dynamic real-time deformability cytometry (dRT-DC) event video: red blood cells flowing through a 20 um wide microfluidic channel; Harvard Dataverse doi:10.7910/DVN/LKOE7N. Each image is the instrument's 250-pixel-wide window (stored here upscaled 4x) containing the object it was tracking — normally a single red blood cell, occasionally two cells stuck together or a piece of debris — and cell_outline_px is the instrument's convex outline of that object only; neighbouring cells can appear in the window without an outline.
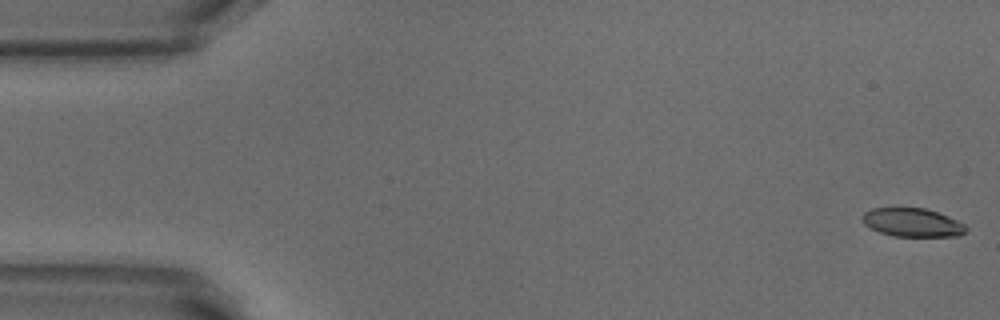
{"species": "common noctule bat (a hibernating species)", "species_latin": "Nyctalus noctula", "temperature_condition": "warm", "stored_images_in_passage": 41, "camera_frame_rate_fps": 3000, "um_per_image_px": 0.085, "animal": {"sex": "male", "body_mass_g": 18.8}, "frame": {"image": 1, "passage_image": 1, "time_ms": 0.0, "image_size_px": [1000, 320], "cell_outline_px": [[968, 228], [960, 236], [892, 236], [880, 232], [864, 224], [864, 212], [872, 208], [924, 208], [948, 216], [964, 224]], "centroid_in_image_um": [77.57, 18.91], "position_along_channel_um": 7.4, "area_um2": 16.99}}
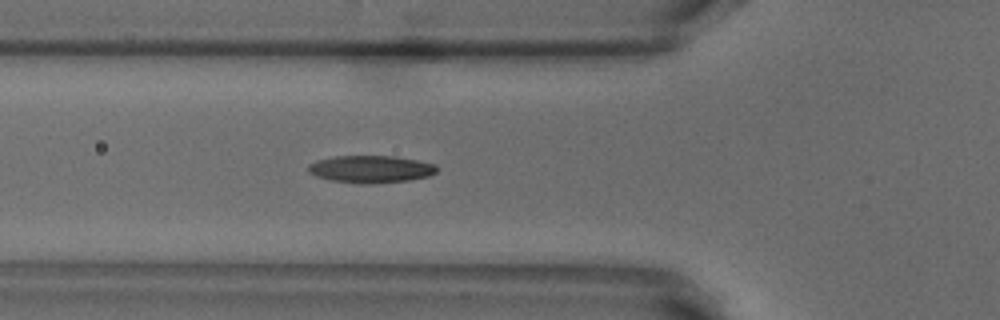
{"frame": {"image": 2, "passage_image": 18, "time_ms": 5.667, "image_size_px": [1000, 320], "cell_outline_px": [[440, 168], [436, 172], [428, 176], [408, 180], [376, 184], [356, 184], [332, 180], [316, 176], [308, 172], [308, 164], [316, 160], [336, 156], [396, 156], [436, 164]], "centroid_in_image_um": [31.52, 14.38], "position_along_channel_um": 94.3, "area_um2": 20.69}}
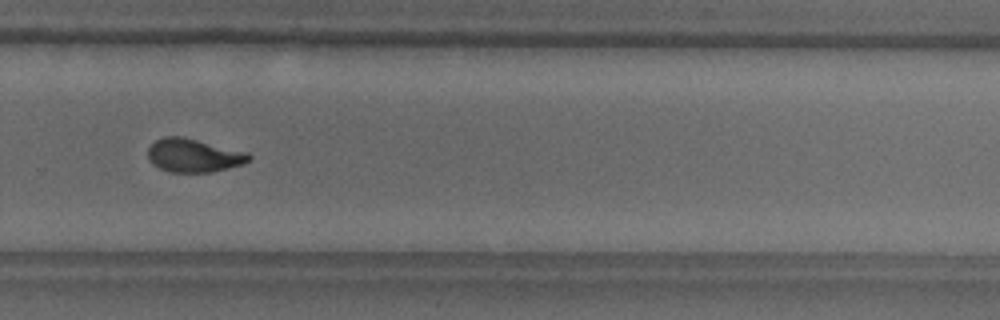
{"frame": {"image": 3, "passage_image": 35, "time_ms": 11.333, "image_size_px": [1000, 320], "cell_outline_px": [[252, 160], [244, 164], [212, 172], [168, 172], [152, 164], [148, 156], [148, 148], [156, 140], [164, 136], [180, 136], [248, 152], [252, 156]], "centroid_in_image_um": [16.48, 13.22], "position_along_channel_um": 313.3, "area_um2": 19.71}, "authors_computed_cell_mechanics": {"area_um2": 19.7098, "velocity_mm_per_s": 3.8629, "shape_relaxation_time_tau1_ms": 4.365, "shape_relaxation_time_tau2_ms": 1.7788, "deformation_change_tau1": 0.1641, "deformation_change_tau2": 0.0821}}